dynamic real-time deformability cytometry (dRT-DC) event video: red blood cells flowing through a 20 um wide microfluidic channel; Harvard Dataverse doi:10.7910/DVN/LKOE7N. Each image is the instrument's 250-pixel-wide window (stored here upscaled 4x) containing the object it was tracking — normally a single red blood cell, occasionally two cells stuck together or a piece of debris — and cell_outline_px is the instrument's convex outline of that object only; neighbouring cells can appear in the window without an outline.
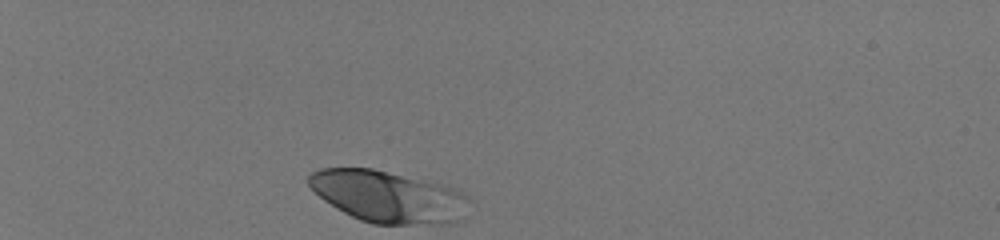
{"species": "human", "species_latin": "Homo sapiens", "temperature_condition": "room temperature", "stored_images_in_passage": 32, "camera_frame_rate_fps": 3000, "um_per_image_px": 0.085, "donor": {"sex": "male"}, "frame": {"image": 1, "passage_image": 1, "time_ms": 0.0, "image_size_px": [1000, 240], "cell_outline_px": [[468, 200], [464, 220], [448, 224], [372, 224], [360, 220], [336, 208], [324, 200], [308, 184], [308, 176], [312, 172], [320, 168], [372, 168], [448, 184], [456, 188], [468, 196]], "centroid_in_image_um": [33.06, 16.71], "position_along_channel_um": 51.9, "area_um2": 48.96}}
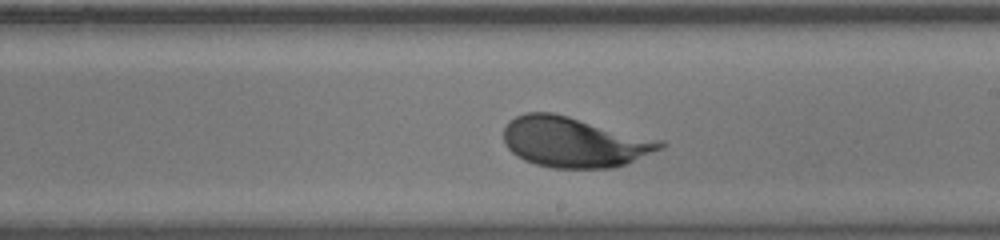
{"frame": {"image": 2, "passage_image": 19, "time_ms": 6.0, "image_size_px": [1000, 240], "cell_outline_px": [[668, 144], [660, 148], [624, 164], [612, 168], [552, 168], [536, 164], [524, 160], [516, 156], [508, 148], [504, 140], [504, 128], [516, 116], [524, 112], [552, 112], [664, 140]], "centroid_in_image_um": [48.79, 12.07], "position_along_channel_um": 240.2, "area_um2": 45.66}}
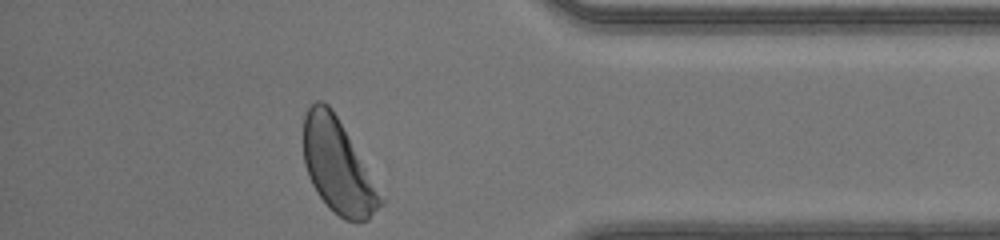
{"frame": {"image": 3, "passage_image": 32, "time_ms": 10.333, "image_size_px": [1000, 240], "cell_outline_px": [[384, 204], [368, 220], [344, 220], [328, 208], [316, 192], [308, 176], [304, 164], [304, 116], [308, 108], [316, 100], [324, 100], [332, 108], [384, 200]], "centroid_in_image_um": [28.68, 14.15], "position_along_channel_um": 406.5, "area_um2": 41.38}, "authors_computed_cell_mechanics": {"area_um2": 44.8528, "velocity_mm_per_s": 4.1159, "shape_relaxation_time_tau1_ms": 1.5547, "shape_relaxation_time_tau2_ms": null, "deformation_change_tau1": 0.1116, "deformation_change_tau2": null}}